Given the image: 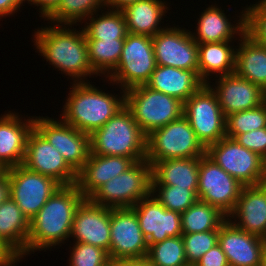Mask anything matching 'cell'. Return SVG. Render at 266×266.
<instances>
[{
    "mask_svg": "<svg viewBox=\"0 0 266 266\" xmlns=\"http://www.w3.org/2000/svg\"><path fill=\"white\" fill-rule=\"evenodd\" d=\"M84 200L76 184L59 187L29 220L26 255L69 240L76 210Z\"/></svg>",
    "mask_w": 266,
    "mask_h": 266,
    "instance_id": "obj_1",
    "label": "cell"
},
{
    "mask_svg": "<svg viewBox=\"0 0 266 266\" xmlns=\"http://www.w3.org/2000/svg\"><path fill=\"white\" fill-rule=\"evenodd\" d=\"M70 27V24L41 27L34 32V45L50 65L72 77L74 83L88 82L86 77L97 74L89 63L85 32L83 28L76 31Z\"/></svg>",
    "mask_w": 266,
    "mask_h": 266,
    "instance_id": "obj_2",
    "label": "cell"
},
{
    "mask_svg": "<svg viewBox=\"0 0 266 266\" xmlns=\"http://www.w3.org/2000/svg\"><path fill=\"white\" fill-rule=\"evenodd\" d=\"M94 86L90 81L73 82L60 117L72 127L90 135L125 106V91L120 92V96H114Z\"/></svg>",
    "mask_w": 266,
    "mask_h": 266,
    "instance_id": "obj_3",
    "label": "cell"
},
{
    "mask_svg": "<svg viewBox=\"0 0 266 266\" xmlns=\"http://www.w3.org/2000/svg\"><path fill=\"white\" fill-rule=\"evenodd\" d=\"M90 145V153L123 156L139 162L146 159L147 135L124 106L90 135Z\"/></svg>",
    "mask_w": 266,
    "mask_h": 266,
    "instance_id": "obj_4",
    "label": "cell"
},
{
    "mask_svg": "<svg viewBox=\"0 0 266 266\" xmlns=\"http://www.w3.org/2000/svg\"><path fill=\"white\" fill-rule=\"evenodd\" d=\"M125 106L146 135L183 115V102L146 85L126 90Z\"/></svg>",
    "mask_w": 266,
    "mask_h": 266,
    "instance_id": "obj_5",
    "label": "cell"
},
{
    "mask_svg": "<svg viewBox=\"0 0 266 266\" xmlns=\"http://www.w3.org/2000/svg\"><path fill=\"white\" fill-rule=\"evenodd\" d=\"M151 194L152 166L145 159L103 184L88 199L108 208H127Z\"/></svg>",
    "mask_w": 266,
    "mask_h": 266,
    "instance_id": "obj_6",
    "label": "cell"
},
{
    "mask_svg": "<svg viewBox=\"0 0 266 266\" xmlns=\"http://www.w3.org/2000/svg\"><path fill=\"white\" fill-rule=\"evenodd\" d=\"M205 154L206 148L183 115L147 135L146 160L150 164L167 159L202 157Z\"/></svg>",
    "mask_w": 266,
    "mask_h": 266,
    "instance_id": "obj_7",
    "label": "cell"
},
{
    "mask_svg": "<svg viewBox=\"0 0 266 266\" xmlns=\"http://www.w3.org/2000/svg\"><path fill=\"white\" fill-rule=\"evenodd\" d=\"M155 68L152 37L127 33L119 63L106 79L126 91L145 85Z\"/></svg>",
    "mask_w": 266,
    "mask_h": 266,
    "instance_id": "obj_8",
    "label": "cell"
},
{
    "mask_svg": "<svg viewBox=\"0 0 266 266\" xmlns=\"http://www.w3.org/2000/svg\"><path fill=\"white\" fill-rule=\"evenodd\" d=\"M183 116L205 148L226 137V117L207 83L183 103Z\"/></svg>",
    "mask_w": 266,
    "mask_h": 266,
    "instance_id": "obj_9",
    "label": "cell"
},
{
    "mask_svg": "<svg viewBox=\"0 0 266 266\" xmlns=\"http://www.w3.org/2000/svg\"><path fill=\"white\" fill-rule=\"evenodd\" d=\"M206 155L243 186L266 182V161L235 139L224 137L209 145Z\"/></svg>",
    "mask_w": 266,
    "mask_h": 266,
    "instance_id": "obj_10",
    "label": "cell"
},
{
    "mask_svg": "<svg viewBox=\"0 0 266 266\" xmlns=\"http://www.w3.org/2000/svg\"><path fill=\"white\" fill-rule=\"evenodd\" d=\"M9 177L10 198L30 220L61 185L53 178L27 169L23 165L4 170Z\"/></svg>",
    "mask_w": 266,
    "mask_h": 266,
    "instance_id": "obj_11",
    "label": "cell"
},
{
    "mask_svg": "<svg viewBox=\"0 0 266 266\" xmlns=\"http://www.w3.org/2000/svg\"><path fill=\"white\" fill-rule=\"evenodd\" d=\"M244 186L206 154L200 157L198 199L218 208L227 217L234 211Z\"/></svg>",
    "mask_w": 266,
    "mask_h": 266,
    "instance_id": "obj_12",
    "label": "cell"
},
{
    "mask_svg": "<svg viewBox=\"0 0 266 266\" xmlns=\"http://www.w3.org/2000/svg\"><path fill=\"white\" fill-rule=\"evenodd\" d=\"M34 128L64 157L68 165L78 173L91 152L90 134L79 131L62 119L35 117Z\"/></svg>",
    "mask_w": 266,
    "mask_h": 266,
    "instance_id": "obj_13",
    "label": "cell"
},
{
    "mask_svg": "<svg viewBox=\"0 0 266 266\" xmlns=\"http://www.w3.org/2000/svg\"><path fill=\"white\" fill-rule=\"evenodd\" d=\"M147 253V239L133 208H110V260L143 259Z\"/></svg>",
    "mask_w": 266,
    "mask_h": 266,
    "instance_id": "obj_14",
    "label": "cell"
},
{
    "mask_svg": "<svg viewBox=\"0 0 266 266\" xmlns=\"http://www.w3.org/2000/svg\"><path fill=\"white\" fill-rule=\"evenodd\" d=\"M152 41L156 65L194 70L198 74V45L190 30L167 26Z\"/></svg>",
    "mask_w": 266,
    "mask_h": 266,
    "instance_id": "obj_15",
    "label": "cell"
},
{
    "mask_svg": "<svg viewBox=\"0 0 266 266\" xmlns=\"http://www.w3.org/2000/svg\"><path fill=\"white\" fill-rule=\"evenodd\" d=\"M22 165L31 171L53 178L61 186L73 185L77 181V173L35 128L28 136Z\"/></svg>",
    "mask_w": 266,
    "mask_h": 266,
    "instance_id": "obj_16",
    "label": "cell"
},
{
    "mask_svg": "<svg viewBox=\"0 0 266 266\" xmlns=\"http://www.w3.org/2000/svg\"><path fill=\"white\" fill-rule=\"evenodd\" d=\"M148 247L169 237L182 235L181 213L166 209L151 194L132 207Z\"/></svg>",
    "mask_w": 266,
    "mask_h": 266,
    "instance_id": "obj_17",
    "label": "cell"
},
{
    "mask_svg": "<svg viewBox=\"0 0 266 266\" xmlns=\"http://www.w3.org/2000/svg\"><path fill=\"white\" fill-rule=\"evenodd\" d=\"M215 85H208L215 92L224 116L259 107L266 101V91L259 85L237 76L235 73L217 76Z\"/></svg>",
    "mask_w": 266,
    "mask_h": 266,
    "instance_id": "obj_18",
    "label": "cell"
},
{
    "mask_svg": "<svg viewBox=\"0 0 266 266\" xmlns=\"http://www.w3.org/2000/svg\"><path fill=\"white\" fill-rule=\"evenodd\" d=\"M218 244L229 266H260L266 240L239 229L229 219L219 228Z\"/></svg>",
    "mask_w": 266,
    "mask_h": 266,
    "instance_id": "obj_19",
    "label": "cell"
},
{
    "mask_svg": "<svg viewBox=\"0 0 266 266\" xmlns=\"http://www.w3.org/2000/svg\"><path fill=\"white\" fill-rule=\"evenodd\" d=\"M74 242L87 243L110 251V208L85 199L77 208L71 231Z\"/></svg>",
    "mask_w": 266,
    "mask_h": 266,
    "instance_id": "obj_20",
    "label": "cell"
},
{
    "mask_svg": "<svg viewBox=\"0 0 266 266\" xmlns=\"http://www.w3.org/2000/svg\"><path fill=\"white\" fill-rule=\"evenodd\" d=\"M19 117L11 111L0 116V168L3 171L23 164L28 136L34 128V117L24 118V122Z\"/></svg>",
    "mask_w": 266,
    "mask_h": 266,
    "instance_id": "obj_21",
    "label": "cell"
},
{
    "mask_svg": "<svg viewBox=\"0 0 266 266\" xmlns=\"http://www.w3.org/2000/svg\"><path fill=\"white\" fill-rule=\"evenodd\" d=\"M228 219L239 229L266 239V182L244 186Z\"/></svg>",
    "mask_w": 266,
    "mask_h": 266,
    "instance_id": "obj_22",
    "label": "cell"
},
{
    "mask_svg": "<svg viewBox=\"0 0 266 266\" xmlns=\"http://www.w3.org/2000/svg\"><path fill=\"white\" fill-rule=\"evenodd\" d=\"M136 162L123 156H107L90 153L89 158L77 173L76 185L83 197L88 199L99 187L127 171Z\"/></svg>",
    "mask_w": 266,
    "mask_h": 266,
    "instance_id": "obj_23",
    "label": "cell"
},
{
    "mask_svg": "<svg viewBox=\"0 0 266 266\" xmlns=\"http://www.w3.org/2000/svg\"><path fill=\"white\" fill-rule=\"evenodd\" d=\"M203 11L199 16L200 18H198L197 34L190 31L192 38L197 43L232 41L235 34L239 37L245 34V9L238 16L239 20L235 25H231L230 19L226 17L224 10L217 5H211Z\"/></svg>",
    "mask_w": 266,
    "mask_h": 266,
    "instance_id": "obj_24",
    "label": "cell"
},
{
    "mask_svg": "<svg viewBox=\"0 0 266 266\" xmlns=\"http://www.w3.org/2000/svg\"><path fill=\"white\" fill-rule=\"evenodd\" d=\"M203 84L204 82L194 70L156 65L145 85L184 103Z\"/></svg>",
    "mask_w": 266,
    "mask_h": 266,
    "instance_id": "obj_25",
    "label": "cell"
},
{
    "mask_svg": "<svg viewBox=\"0 0 266 266\" xmlns=\"http://www.w3.org/2000/svg\"><path fill=\"white\" fill-rule=\"evenodd\" d=\"M200 157L155 161L152 166V185H169L198 190Z\"/></svg>",
    "mask_w": 266,
    "mask_h": 266,
    "instance_id": "obj_26",
    "label": "cell"
},
{
    "mask_svg": "<svg viewBox=\"0 0 266 266\" xmlns=\"http://www.w3.org/2000/svg\"><path fill=\"white\" fill-rule=\"evenodd\" d=\"M166 2L161 0H140L126 6L121 11L126 20L127 32L153 37L166 27L159 26L166 16Z\"/></svg>",
    "mask_w": 266,
    "mask_h": 266,
    "instance_id": "obj_27",
    "label": "cell"
},
{
    "mask_svg": "<svg viewBox=\"0 0 266 266\" xmlns=\"http://www.w3.org/2000/svg\"><path fill=\"white\" fill-rule=\"evenodd\" d=\"M239 41L234 73L266 91V46L258 44L246 33Z\"/></svg>",
    "mask_w": 266,
    "mask_h": 266,
    "instance_id": "obj_28",
    "label": "cell"
},
{
    "mask_svg": "<svg viewBox=\"0 0 266 266\" xmlns=\"http://www.w3.org/2000/svg\"><path fill=\"white\" fill-rule=\"evenodd\" d=\"M230 42L197 43L198 76L204 83H208L212 74L217 77L234 73L236 48Z\"/></svg>",
    "mask_w": 266,
    "mask_h": 266,
    "instance_id": "obj_29",
    "label": "cell"
},
{
    "mask_svg": "<svg viewBox=\"0 0 266 266\" xmlns=\"http://www.w3.org/2000/svg\"><path fill=\"white\" fill-rule=\"evenodd\" d=\"M28 235L29 219L9 197L0 205V239L21 259L26 256Z\"/></svg>",
    "mask_w": 266,
    "mask_h": 266,
    "instance_id": "obj_30",
    "label": "cell"
},
{
    "mask_svg": "<svg viewBox=\"0 0 266 266\" xmlns=\"http://www.w3.org/2000/svg\"><path fill=\"white\" fill-rule=\"evenodd\" d=\"M227 219L215 206L198 200L181 213L182 234L219 230Z\"/></svg>",
    "mask_w": 266,
    "mask_h": 266,
    "instance_id": "obj_31",
    "label": "cell"
},
{
    "mask_svg": "<svg viewBox=\"0 0 266 266\" xmlns=\"http://www.w3.org/2000/svg\"><path fill=\"white\" fill-rule=\"evenodd\" d=\"M125 39L86 40L88 59L97 76L106 78L118 65Z\"/></svg>",
    "mask_w": 266,
    "mask_h": 266,
    "instance_id": "obj_32",
    "label": "cell"
},
{
    "mask_svg": "<svg viewBox=\"0 0 266 266\" xmlns=\"http://www.w3.org/2000/svg\"><path fill=\"white\" fill-rule=\"evenodd\" d=\"M108 10L99 15V18L92 14L86 19L90 21L82 27L86 40L125 39L128 32L123 12L115 9Z\"/></svg>",
    "mask_w": 266,
    "mask_h": 266,
    "instance_id": "obj_33",
    "label": "cell"
},
{
    "mask_svg": "<svg viewBox=\"0 0 266 266\" xmlns=\"http://www.w3.org/2000/svg\"><path fill=\"white\" fill-rule=\"evenodd\" d=\"M105 0H61L56 9L47 17L54 24H77L86 21L92 14L99 15L98 10H106Z\"/></svg>",
    "mask_w": 266,
    "mask_h": 266,
    "instance_id": "obj_34",
    "label": "cell"
},
{
    "mask_svg": "<svg viewBox=\"0 0 266 266\" xmlns=\"http://www.w3.org/2000/svg\"><path fill=\"white\" fill-rule=\"evenodd\" d=\"M146 258L155 266H188L182 235L150 245Z\"/></svg>",
    "mask_w": 266,
    "mask_h": 266,
    "instance_id": "obj_35",
    "label": "cell"
},
{
    "mask_svg": "<svg viewBox=\"0 0 266 266\" xmlns=\"http://www.w3.org/2000/svg\"><path fill=\"white\" fill-rule=\"evenodd\" d=\"M226 137L235 139L239 134L266 127V101L259 107L226 116Z\"/></svg>",
    "mask_w": 266,
    "mask_h": 266,
    "instance_id": "obj_36",
    "label": "cell"
},
{
    "mask_svg": "<svg viewBox=\"0 0 266 266\" xmlns=\"http://www.w3.org/2000/svg\"><path fill=\"white\" fill-rule=\"evenodd\" d=\"M152 194L166 209L179 213L185 212L199 200L197 190H188L186 187L152 185Z\"/></svg>",
    "mask_w": 266,
    "mask_h": 266,
    "instance_id": "obj_37",
    "label": "cell"
},
{
    "mask_svg": "<svg viewBox=\"0 0 266 266\" xmlns=\"http://www.w3.org/2000/svg\"><path fill=\"white\" fill-rule=\"evenodd\" d=\"M219 230L182 234L188 266H194L200 258L218 244Z\"/></svg>",
    "mask_w": 266,
    "mask_h": 266,
    "instance_id": "obj_38",
    "label": "cell"
},
{
    "mask_svg": "<svg viewBox=\"0 0 266 266\" xmlns=\"http://www.w3.org/2000/svg\"><path fill=\"white\" fill-rule=\"evenodd\" d=\"M245 33L255 42L266 46V0L245 8Z\"/></svg>",
    "mask_w": 266,
    "mask_h": 266,
    "instance_id": "obj_39",
    "label": "cell"
},
{
    "mask_svg": "<svg viewBox=\"0 0 266 266\" xmlns=\"http://www.w3.org/2000/svg\"><path fill=\"white\" fill-rule=\"evenodd\" d=\"M69 266H103L110 261L109 253L87 243L74 242Z\"/></svg>",
    "mask_w": 266,
    "mask_h": 266,
    "instance_id": "obj_40",
    "label": "cell"
},
{
    "mask_svg": "<svg viewBox=\"0 0 266 266\" xmlns=\"http://www.w3.org/2000/svg\"><path fill=\"white\" fill-rule=\"evenodd\" d=\"M235 140L240 145L258 154L266 161V127L239 134Z\"/></svg>",
    "mask_w": 266,
    "mask_h": 266,
    "instance_id": "obj_41",
    "label": "cell"
},
{
    "mask_svg": "<svg viewBox=\"0 0 266 266\" xmlns=\"http://www.w3.org/2000/svg\"><path fill=\"white\" fill-rule=\"evenodd\" d=\"M194 266H229V263L221 246L216 244Z\"/></svg>",
    "mask_w": 266,
    "mask_h": 266,
    "instance_id": "obj_42",
    "label": "cell"
},
{
    "mask_svg": "<svg viewBox=\"0 0 266 266\" xmlns=\"http://www.w3.org/2000/svg\"><path fill=\"white\" fill-rule=\"evenodd\" d=\"M20 257L0 239V266H15Z\"/></svg>",
    "mask_w": 266,
    "mask_h": 266,
    "instance_id": "obj_43",
    "label": "cell"
},
{
    "mask_svg": "<svg viewBox=\"0 0 266 266\" xmlns=\"http://www.w3.org/2000/svg\"><path fill=\"white\" fill-rule=\"evenodd\" d=\"M61 0H27L28 4L39 7L42 18H46L56 9Z\"/></svg>",
    "mask_w": 266,
    "mask_h": 266,
    "instance_id": "obj_44",
    "label": "cell"
},
{
    "mask_svg": "<svg viewBox=\"0 0 266 266\" xmlns=\"http://www.w3.org/2000/svg\"><path fill=\"white\" fill-rule=\"evenodd\" d=\"M25 1L27 0H0V19L8 15L12 16L18 12V9L20 11V7Z\"/></svg>",
    "mask_w": 266,
    "mask_h": 266,
    "instance_id": "obj_45",
    "label": "cell"
},
{
    "mask_svg": "<svg viewBox=\"0 0 266 266\" xmlns=\"http://www.w3.org/2000/svg\"><path fill=\"white\" fill-rule=\"evenodd\" d=\"M10 197V182L8 174L3 171L0 174V205Z\"/></svg>",
    "mask_w": 266,
    "mask_h": 266,
    "instance_id": "obj_46",
    "label": "cell"
},
{
    "mask_svg": "<svg viewBox=\"0 0 266 266\" xmlns=\"http://www.w3.org/2000/svg\"><path fill=\"white\" fill-rule=\"evenodd\" d=\"M112 266H155L147 258L136 260H112Z\"/></svg>",
    "mask_w": 266,
    "mask_h": 266,
    "instance_id": "obj_47",
    "label": "cell"
},
{
    "mask_svg": "<svg viewBox=\"0 0 266 266\" xmlns=\"http://www.w3.org/2000/svg\"><path fill=\"white\" fill-rule=\"evenodd\" d=\"M106 1V9L110 8L112 10H122L124 9L126 6L133 4L135 2H138L140 0H105Z\"/></svg>",
    "mask_w": 266,
    "mask_h": 266,
    "instance_id": "obj_48",
    "label": "cell"
},
{
    "mask_svg": "<svg viewBox=\"0 0 266 266\" xmlns=\"http://www.w3.org/2000/svg\"><path fill=\"white\" fill-rule=\"evenodd\" d=\"M260 266H266V249L263 252L262 261Z\"/></svg>",
    "mask_w": 266,
    "mask_h": 266,
    "instance_id": "obj_49",
    "label": "cell"
},
{
    "mask_svg": "<svg viewBox=\"0 0 266 266\" xmlns=\"http://www.w3.org/2000/svg\"><path fill=\"white\" fill-rule=\"evenodd\" d=\"M103 266H112V260H110L107 264H105Z\"/></svg>",
    "mask_w": 266,
    "mask_h": 266,
    "instance_id": "obj_50",
    "label": "cell"
}]
</instances>
